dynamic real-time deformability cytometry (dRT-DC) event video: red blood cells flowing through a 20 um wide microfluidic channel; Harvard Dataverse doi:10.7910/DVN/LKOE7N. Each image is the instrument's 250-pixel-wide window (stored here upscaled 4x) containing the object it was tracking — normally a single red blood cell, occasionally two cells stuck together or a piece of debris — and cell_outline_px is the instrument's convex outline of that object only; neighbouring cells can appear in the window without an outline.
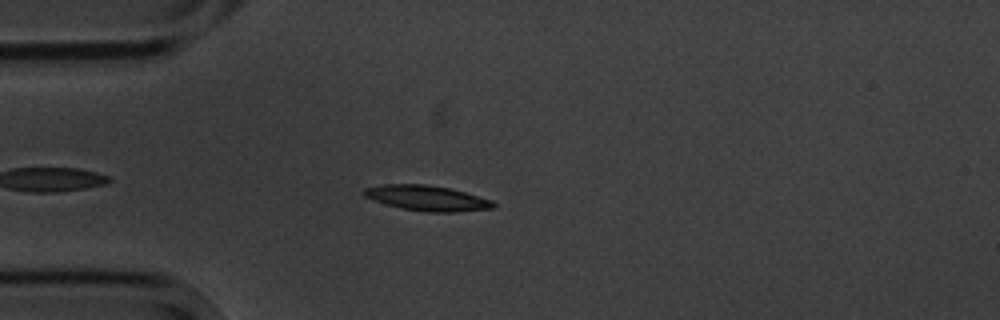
{"species": "common noctule bat (a hibernating species)", "species_latin": "Nyctalus noctula", "temperature_condition": "cold", "stored_images_in_passage": 4, "camera_frame_rate_fps": 3000, "um_per_image_px": 0.085, "animal": {"sex": "male", "body_mass_g": 20.1, "forearm_length_mm": 53.5}, "frame": {"image": 1, "passage_image": 2, "time_ms": 1.333, "image_size_px": [1000, 320], "cell_outline_px": [[496, 208], [456, 212], [424, 212], [400, 208], [364, 196], [364, 188], [380, 184], [428, 184], [448, 188], [464, 192], [492, 200], [496, 204]], "centroid_in_image_um": [36.33, 16.84], "position_along_channel_um": 48.7, "area_um2": 19.02}}
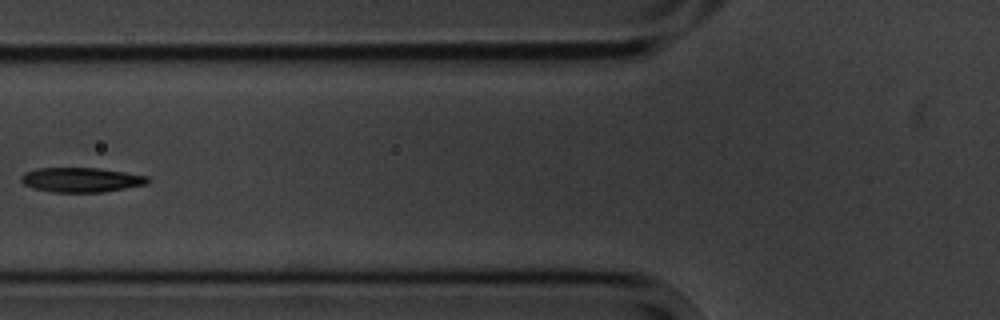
{"frame": {"image": 2, "passage_image": 4, "time_ms": 3.667, "image_size_px": [1000, 320], "cell_outline_px": [[152, 180], [148, 184], [104, 192], [52, 192], [32, 188], [24, 184], [20, 180], [20, 176], [24, 172], [36, 168], [96, 168], [124, 172], [148, 176]], "centroid_in_image_um": [6.9, 15.29], "position_along_channel_um": 118.9, "area_um2": 18.32}}